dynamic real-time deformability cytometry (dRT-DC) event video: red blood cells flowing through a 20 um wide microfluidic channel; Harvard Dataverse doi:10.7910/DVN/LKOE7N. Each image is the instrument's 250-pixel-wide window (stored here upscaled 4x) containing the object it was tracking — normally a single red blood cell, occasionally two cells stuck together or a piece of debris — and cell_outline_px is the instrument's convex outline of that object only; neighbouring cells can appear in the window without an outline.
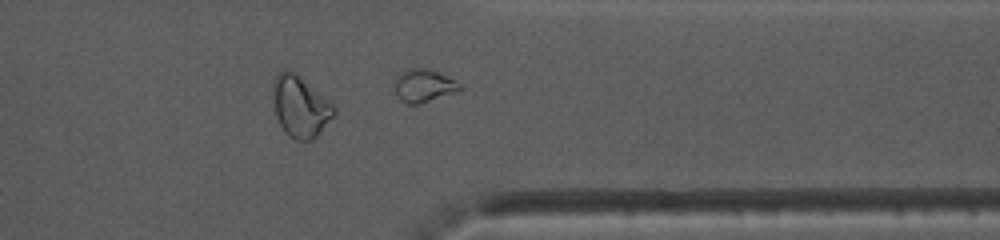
{"species": "common noctule bat (a hibernating species)", "species_latin": "Nyctalus noctula", "temperature_condition": "warm", "stored_images_in_passage": 24, "camera_frame_rate_fps": 3000, "um_per_image_px": 0.085, "animal": {"sex": "female", "body_mass_g": 10.0, "forearm_length_mm": 53.1}, "frame": {"image": 1, "passage_image": 24, "time_ms": 7.667, "image_size_px": [1000, 240], "cell_outline_px": [[464, 88], [456, 92], [416, 104], [408, 104], [400, 100], [396, 96], [396, 76], [404, 68], [424, 68], [436, 72], [456, 80]], "centroid_in_image_um": [36.01, 7.27], "position_along_channel_um": 375.4, "area_um2": 12.37}, "authors_computed_cell_mechanics": {"area_um2": 17.6868, "velocity_mm_per_s": 4.081, "shape_relaxation_time_tau1_ms": 3.4188, "shape_relaxation_time_tau2_ms": 2.1863, "deformation_change_tau1": 0.1411, "deformation_change_tau2": 0.0947}}